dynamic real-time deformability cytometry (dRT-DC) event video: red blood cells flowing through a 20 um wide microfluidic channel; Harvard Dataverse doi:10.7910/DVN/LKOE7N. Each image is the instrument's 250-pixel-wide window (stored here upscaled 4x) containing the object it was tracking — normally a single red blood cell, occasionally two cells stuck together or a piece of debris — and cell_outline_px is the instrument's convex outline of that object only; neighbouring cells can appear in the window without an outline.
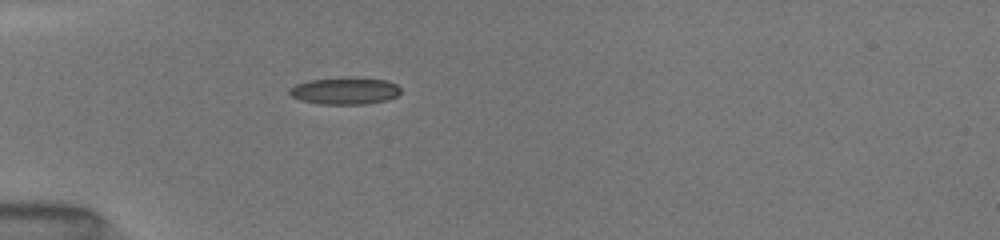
{"species": "common noctule bat (a hibernating species)", "species_latin": "Nyctalus noctula", "temperature_condition": "room temperature", "stored_images_in_passage": 36, "camera_frame_rate_fps": 3000, "um_per_image_px": 0.085, "animal": {"sex": "female", "body_mass_g": 19.5, "forearm_length_mm": 54.1}, "frame": {"image": 1, "passage_image": 1, "time_ms": 0.0, "image_size_px": [1000, 240], "cell_outline_px": [[400, 92], [396, 96], [388, 100], [368, 104], [316, 104], [300, 100], [292, 96], [288, 92], [288, 88], [296, 84], [308, 80], [344, 76], [356, 76], [388, 80], [396, 84], [400, 88]], "centroid_in_image_um": [29.31, 7.7], "position_along_channel_um": 55.7, "area_um2": 18.15}}
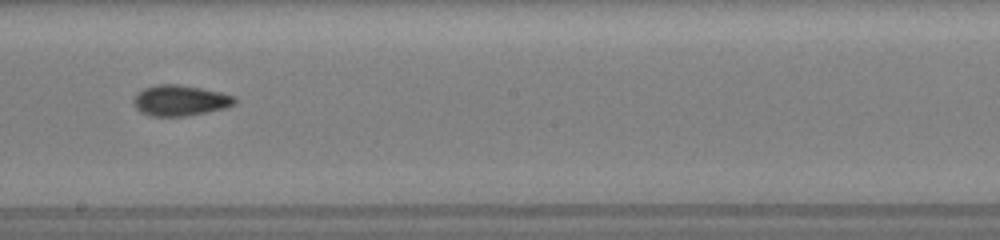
{"frame": {"image": 2, "passage_image": 15, "time_ms": 4.667, "image_size_px": [1000, 240], "cell_outline_px": [[236, 104], [224, 108], [208, 112], [184, 116], [148, 116], [140, 112], [132, 104], [132, 100], [136, 92], [144, 88], [156, 84], [180, 84], [220, 92], [236, 96]], "centroid_in_image_um": [15.27, 8.54], "position_along_channel_um": 232.9, "area_um2": 18.38}}
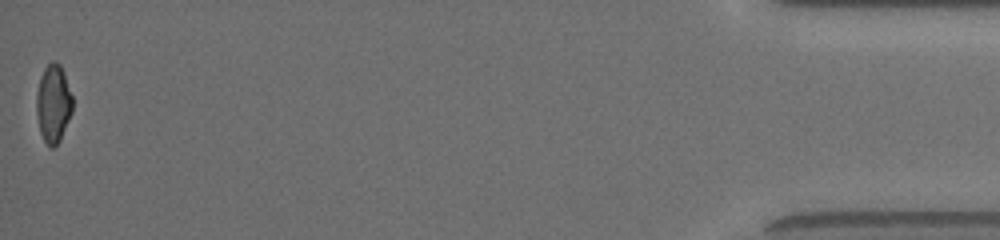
{"frame": {"image": 3, "passage_image": 36, "time_ms": 11.667, "image_size_px": [1000, 240], "cell_outline_px": [[72, 112], [60, 140], [52, 148], [48, 148], [40, 132], [36, 112], [36, 92], [40, 76], [44, 68], [52, 60], [56, 60], [60, 64], [64, 72], [72, 96]], "centroid_in_image_um": [4.52, 8.78], "position_along_channel_um": 430.7, "area_um2": 16.59}, "authors_computed_cell_mechanics": {"area_um2": 17.2822, "velocity_mm_per_s": 4.0535, "shape_relaxation_time_tau1_ms": 4.1378, "shape_relaxation_time_tau2_ms": 2.8508, "deformation_change_tau1": 0.1497, "deformation_change_tau2": 0.0888}}